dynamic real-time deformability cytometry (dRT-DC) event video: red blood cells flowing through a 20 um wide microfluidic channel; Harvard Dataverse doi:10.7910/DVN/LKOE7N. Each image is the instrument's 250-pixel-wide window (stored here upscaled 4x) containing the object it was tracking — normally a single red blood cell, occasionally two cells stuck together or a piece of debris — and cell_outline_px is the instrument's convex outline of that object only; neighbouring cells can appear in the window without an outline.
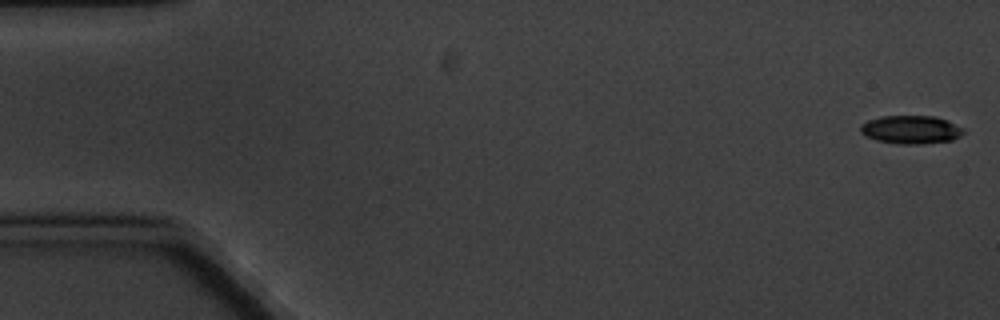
{"species": "common noctule bat (a hibernating species)", "species_latin": "Nyctalus noctula", "temperature_condition": "cold", "stored_images_in_passage": 6, "camera_frame_rate_fps": 3000, "um_per_image_px": 0.085, "animal": {"sex": "male", "body_mass_g": 20.1, "forearm_length_mm": 53.5}, "frame": {"image": 1, "passage_image": 1, "time_ms": 0.0, "image_size_px": [1000, 320], "cell_outline_px": [[964, 132], [960, 136], [952, 140], [916, 144], [900, 144], [876, 140], [864, 136], [860, 132], [860, 124], [868, 120], [884, 116], [932, 116], [948, 120], [964, 128]], "centroid_in_image_um": [77.41, 11.01], "position_along_channel_um": 7.6, "area_um2": 16.99}}
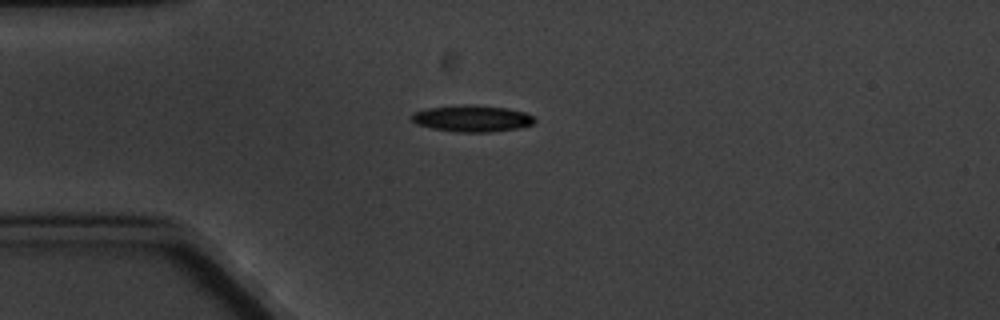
{"frame": {"image": 2, "passage_image": 5, "time_ms": 4.667, "image_size_px": [1000, 320], "cell_outline_px": [[536, 120], [532, 124], [516, 128], [492, 132], [456, 132], [432, 128], [416, 124], [408, 116], [412, 112], [428, 108], [464, 104], [472, 104], [508, 108], [524, 112], [536, 116]], "centroid_in_image_um": [40.11, 10.06], "position_along_channel_um": 44.9, "area_um2": 19.25}}